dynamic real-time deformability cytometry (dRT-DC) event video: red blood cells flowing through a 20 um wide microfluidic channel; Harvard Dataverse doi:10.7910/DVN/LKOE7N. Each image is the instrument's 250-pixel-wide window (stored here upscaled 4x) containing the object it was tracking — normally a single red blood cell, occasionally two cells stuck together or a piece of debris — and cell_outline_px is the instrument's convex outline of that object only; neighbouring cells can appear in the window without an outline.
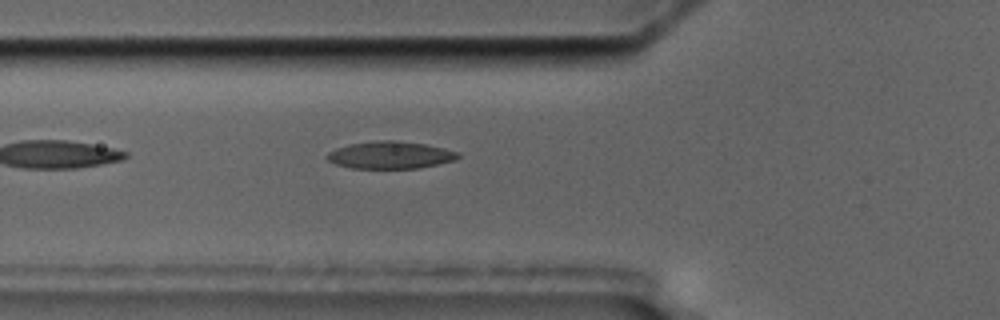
{"species": "common noctule bat (a hibernating species)", "species_latin": "Nyctalus noctula", "temperature_condition": "cold", "stored_images_in_passage": 2, "camera_frame_rate_fps": 3000, "um_per_image_px": 0.085, "animal": {"sex": "male", "body_mass_g": 17.5, "forearm_length_mm": 52.3}, "frame": {"image": 1, "passage_image": 2, "time_ms": 1.333, "image_size_px": [1000, 320], "cell_outline_px": [[460, 156], [456, 160], [420, 168], [352, 168], [336, 164], [328, 160], [324, 156], [328, 152], [336, 148], [348, 144], [380, 140], [396, 140], [424, 144], [444, 148], [460, 152]], "centroid_in_image_um": [33.18, 13.17], "position_along_channel_um": 92.6, "area_um2": 20.92}}